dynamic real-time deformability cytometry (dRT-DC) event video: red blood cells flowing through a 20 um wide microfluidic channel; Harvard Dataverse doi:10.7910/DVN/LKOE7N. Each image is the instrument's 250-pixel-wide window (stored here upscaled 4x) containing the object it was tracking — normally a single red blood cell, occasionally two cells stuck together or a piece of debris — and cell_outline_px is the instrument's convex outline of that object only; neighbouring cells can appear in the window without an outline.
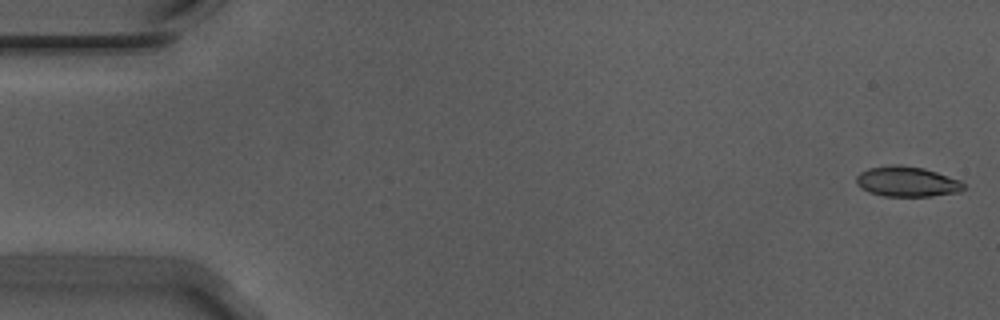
{"species": "Egyptian fruit bat (a non-hibernating species)", "species_latin": "Rousettus aegyptiacus", "temperature_condition": "warm", "stored_images_in_passage": 8, "camera_frame_rate_fps": 3000, "um_per_image_px": 0.085, "animal": {"sex": "male"}, "frame": {"image": 1, "passage_image": 1, "time_ms": 0.0, "image_size_px": [1000, 320], "cell_outline_px": [[964, 188], [960, 192], [932, 196], [884, 196], [868, 192], [860, 188], [856, 184], [856, 176], [860, 172], [868, 168], [892, 164], [900, 164], [924, 168], [960, 180], [964, 184]], "centroid_in_image_um": [77.06, 15.43], "position_along_channel_um": 7.9, "area_um2": 19.07}}